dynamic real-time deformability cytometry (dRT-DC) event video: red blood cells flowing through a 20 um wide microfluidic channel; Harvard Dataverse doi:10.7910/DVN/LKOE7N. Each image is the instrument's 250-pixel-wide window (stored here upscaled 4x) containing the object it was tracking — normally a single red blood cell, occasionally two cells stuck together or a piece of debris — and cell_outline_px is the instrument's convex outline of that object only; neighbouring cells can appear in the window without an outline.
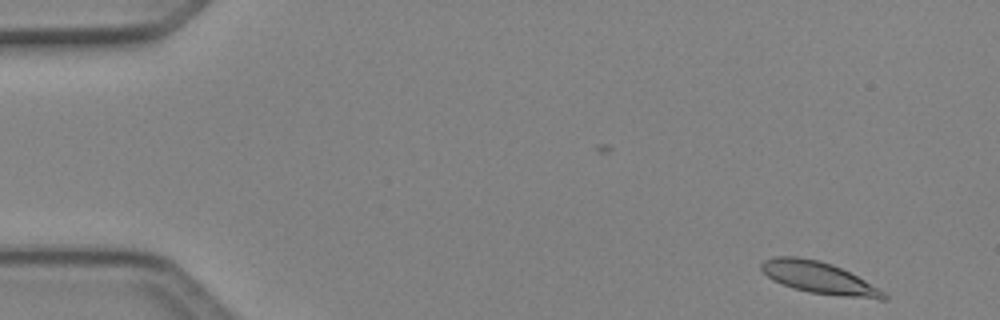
{"species": "Egyptian fruit bat (a non-hibernating species)", "species_latin": "Rousettus aegyptiacus", "temperature_condition": "cold", "stored_images_in_passage": 4, "camera_frame_rate_fps": 3000, "um_per_image_px": 0.085, "animal": {"sex": "female"}, "frame": {"image": 1, "passage_image": 1, "time_ms": 0.0, "image_size_px": [1000, 320], "cell_outline_px": [[888, 300], [880, 300], [808, 292], [772, 280], [760, 268], [760, 264], [764, 260], [776, 256], [796, 256], [820, 260], [832, 264], [864, 280], [884, 292], [888, 296]], "centroid_in_image_um": [69.6, 23.6], "position_along_channel_um": 15.4, "area_um2": 22.37}}
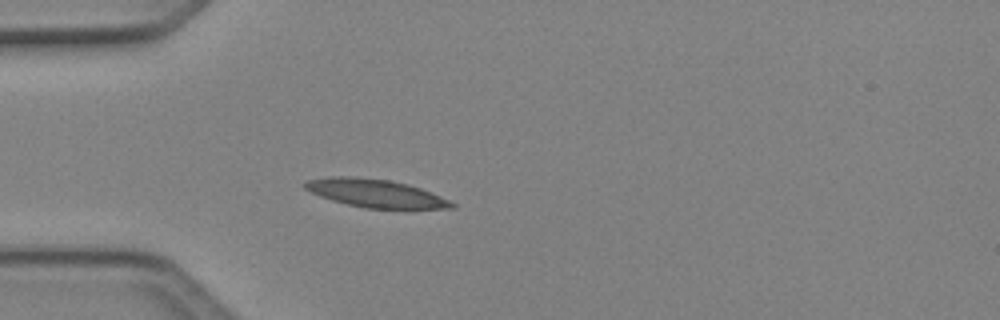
{"frame": {"image": 2, "passage_image": 4, "time_ms": 1.0, "image_size_px": [1000, 320], "cell_outline_px": [[456, 208], [364, 208], [332, 200], [320, 196], [304, 188], [300, 184], [308, 180], [328, 176], [352, 176], [388, 180], [408, 184], [420, 188], [440, 196], [456, 204]], "centroid_in_image_um": [31.87, 16.41], "position_along_channel_um": 53.1, "area_um2": 23.81}}